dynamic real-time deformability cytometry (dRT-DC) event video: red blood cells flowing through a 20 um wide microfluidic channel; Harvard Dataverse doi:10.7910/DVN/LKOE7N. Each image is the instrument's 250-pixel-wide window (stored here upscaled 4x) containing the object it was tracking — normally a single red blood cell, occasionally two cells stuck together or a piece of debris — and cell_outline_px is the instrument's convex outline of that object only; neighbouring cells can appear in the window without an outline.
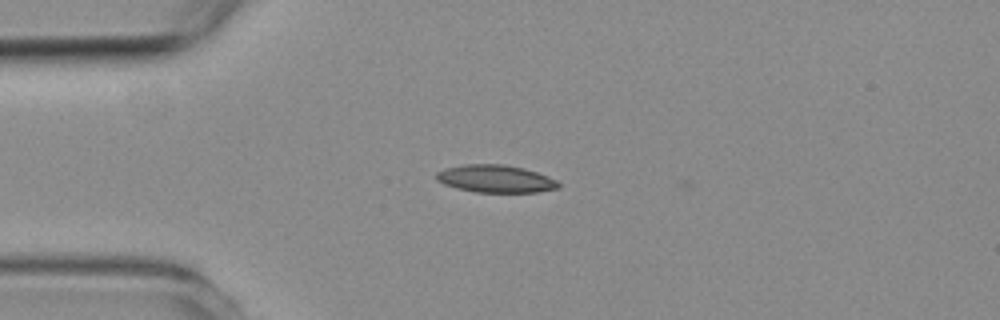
{"species": "common noctule bat (a hibernating species)", "species_latin": "Nyctalus noctula", "temperature_condition": "room temperature", "stored_images_in_passage": 6, "camera_frame_rate_fps": 3000, "um_per_image_px": 0.085, "animal": {"sex": "female", "body_mass_g": 19.3, "forearm_length_mm": 54.1}, "frame": {"image": 1, "passage_image": 3, "time_ms": 2.333, "image_size_px": [1000, 320], "cell_outline_px": [[560, 188], [536, 192], [476, 192], [456, 188], [444, 184], [436, 180], [436, 172], [444, 168], [464, 164], [504, 164], [524, 168], [548, 176], [556, 180], [560, 184]], "centroid_in_image_um": [42.11, 15.19], "position_along_channel_um": 42.9, "area_um2": 19.71}}
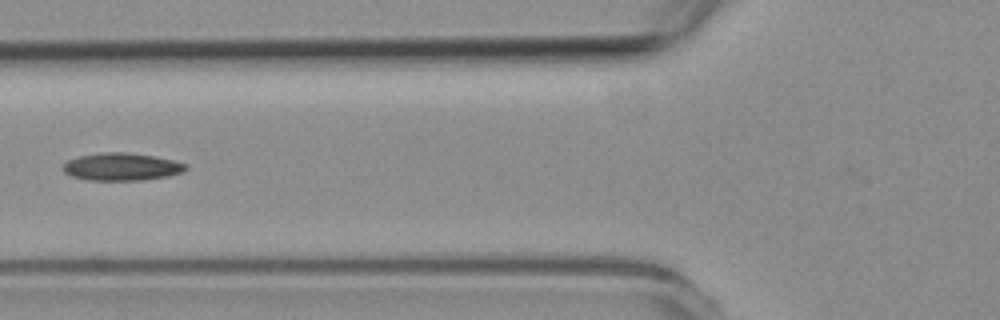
{"frame": {"image": 2, "passage_image": 5, "time_ms": 4.667, "image_size_px": [1000, 320], "cell_outline_px": [[188, 168], [184, 172], [168, 176], [144, 180], [88, 180], [72, 176], [64, 172], [60, 168], [68, 160], [80, 156], [104, 152], [128, 152], [152, 156], [172, 160], [184, 164]], "centroid_in_image_um": [10.32, 14.18], "position_along_channel_um": 115.5, "area_um2": 19.65}}
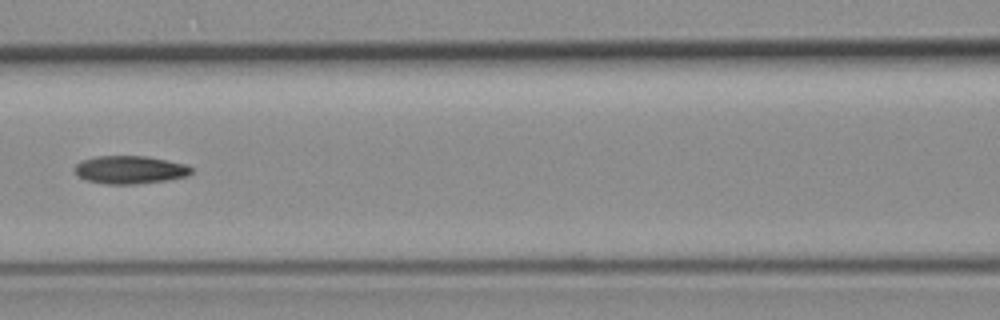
{"frame": {"image": 3, "passage_image": 6, "time_ms": 5.667, "image_size_px": [1000, 320], "cell_outline_px": [[192, 172], [188, 176], [168, 180], [136, 184], [104, 184], [84, 180], [76, 176], [72, 168], [80, 160], [96, 156], [148, 156], [188, 164], [192, 168]], "centroid_in_image_um": [11.01, 14.43], "position_along_channel_um": 155.6, "area_um2": 19.54}}